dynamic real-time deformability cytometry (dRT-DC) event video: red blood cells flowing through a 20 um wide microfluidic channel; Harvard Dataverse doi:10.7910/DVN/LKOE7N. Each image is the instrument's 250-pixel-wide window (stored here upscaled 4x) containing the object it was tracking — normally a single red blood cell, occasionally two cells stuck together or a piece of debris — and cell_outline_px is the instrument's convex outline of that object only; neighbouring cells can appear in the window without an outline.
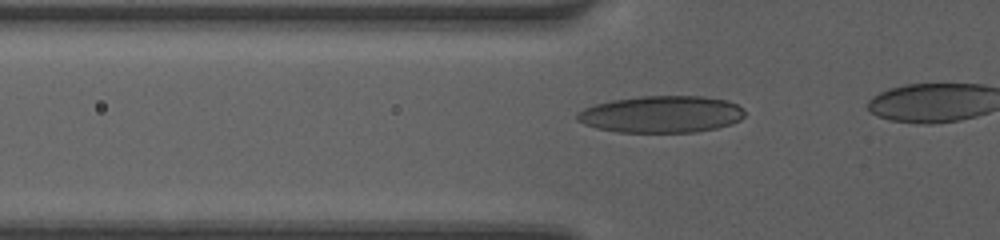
{"species": "human", "species_latin": "Homo sapiens", "temperature_condition": "room temperature", "stored_images_in_passage": 14, "camera_frame_rate_fps": 3000, "um_per_image_px": 0.085, "donor": {"sex": "female"}, "frame": {"image": 1, "passage_image": 8, "time_ms": 2.333, "image_size_px": [1000, 240], "cell_outline_px": [[744, 116], [740, 120], [732, 124], [716, 128], [696, 132], [620, 132], [596, 128], [584, 124], [576, 120], [576, 112], [584, 108], [596, 104], [612, 100], [640, 96], [704, 96], [728, 100], [744, 108]], "centroid_in_image_um": [56.23, 9.71], "position_along_channel_um": 69.6, "area_um2": 36.24}}
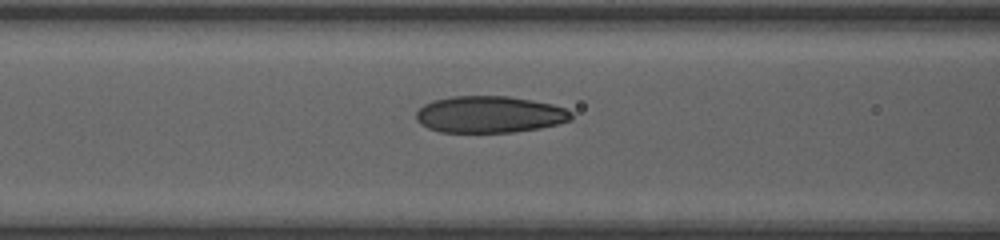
{"frame": {"image": 2, "passage_image": 12, "time_ms": 3.667, "image_size_px": [1000, 240], "cell_outline_px": [[572, 120], [540, 128], [512, 132], [440, 132], [428, 128], [420, 124], [416, 120], [416, 112], [424, 104], [432, 100], [452, 96], [508, 96], [532, 100], [552, 104], [564, 108], [572, 112]], "centroid_in_image_um": [41.59, 9.72], "position_along_channel_um": 125.0, "area_um2": 33.29}}